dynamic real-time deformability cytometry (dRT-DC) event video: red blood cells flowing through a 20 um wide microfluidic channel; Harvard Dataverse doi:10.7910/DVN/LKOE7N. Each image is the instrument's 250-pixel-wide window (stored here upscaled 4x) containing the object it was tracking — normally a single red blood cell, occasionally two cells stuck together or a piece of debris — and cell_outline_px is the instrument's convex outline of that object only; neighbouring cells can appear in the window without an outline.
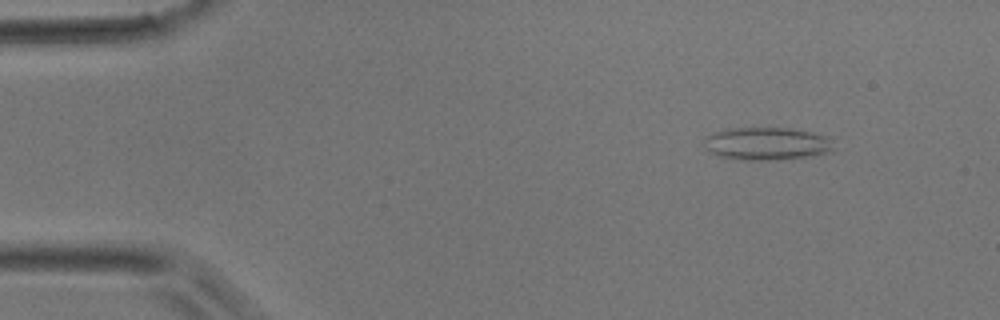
{"species": "common noctule bat (a hibernating species)", "species_latin": "Nyctalus noctula", "temperature_condition": "room temperature", "stored_images_in_passage": 3, "camera_frame_rate_fps": 3000, "um_per_image_px": 0.085, "animal": {"sex": "male", "body_mass_g": 17.9}, "frame": {"image": 1, "passage_image": 2, "time_ms": 0.333, "image_size_px": [1000, 320], "cell_outline_px": [[836, 148], [832, 152], [812, 156], [776, 160], [744, 160], [720, 156], [708, 152], [704, 148], [704, 140], [712, 132], [728, 128], [788, 128], [812, 132], [828, 136]], "centroid_in_image_um": [65.2, 12.22], "position_along_channel_um": 19.8, "area_um2": 25.14}}